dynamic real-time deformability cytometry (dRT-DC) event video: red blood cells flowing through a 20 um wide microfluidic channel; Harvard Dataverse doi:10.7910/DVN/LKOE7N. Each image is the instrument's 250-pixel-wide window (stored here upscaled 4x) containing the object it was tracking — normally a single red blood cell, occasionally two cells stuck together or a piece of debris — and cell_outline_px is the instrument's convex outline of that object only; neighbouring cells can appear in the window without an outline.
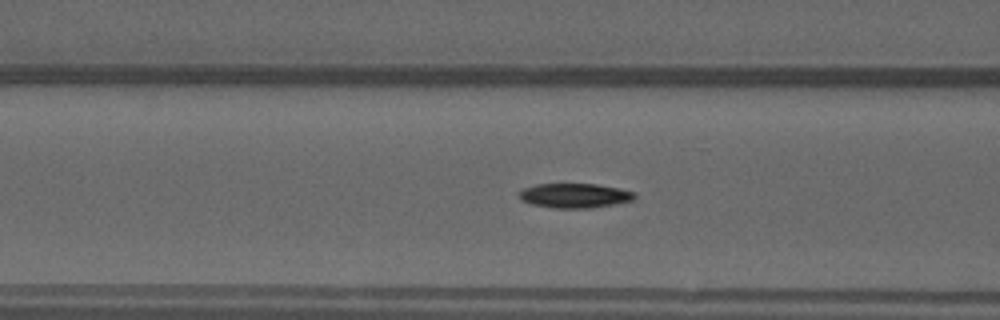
{"species": "common noctule bat (a hibernating species)", "species_latin": "Nyctalus noctula", "temperature_condition": "warm", "stored_images_in_passage": 40, "camera_frame_rate_fps": 3000, "um_per_image_px": 0.085, "animal": {"sex": "male", "forearm_length_mm": 52.5}, "frame": {"image": 1, "passage_image": 15, "time_ms": 4.667, "image_size_px": [1000, 320], "cell_outline_px": [[636, 196], [632, 200], [612, 204], [588, 208], [556, 208], [532, 204], [520, 200], [520, 192], [524, 188], [536, 184], [596, 184], [636, 192]], "centroid_in_image_um": [48.83, 16.62], "position_along_channel_um": 117.8, "area_um2": 16.24}}
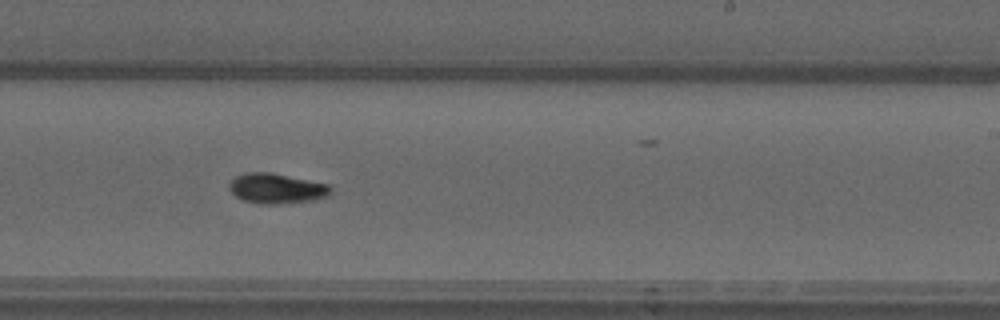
{"frame": {"image": 2, "passage_image": 26, "time_ms": 8.333, "image_size_px": [1000, 320], "cell_outline_px": [[332, 192], [328, 196], [312, 200], [276, 204], [260, 204], [244, 200], [236, 196], [228, 188], [228, 184], [236, 176], [244, 172], [272, 172], [328, 184], [332, 188]], "centroid_in_image_um": [23.5, 16.01], "position_along_channel_um": 265.5, "area_um2": 17.86}}
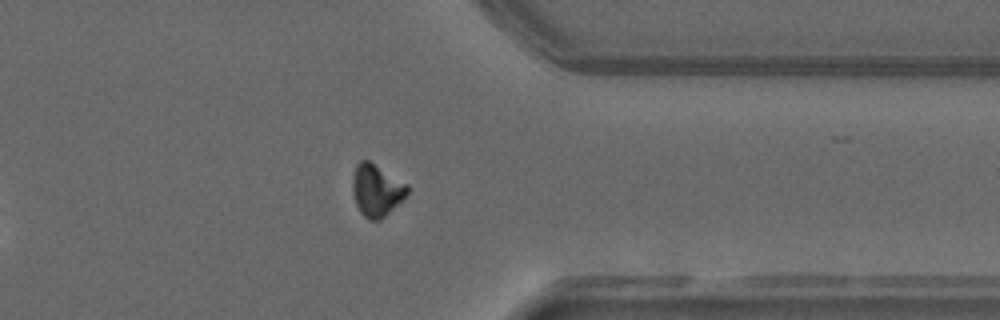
{"frame": {"image": 3, "passage_image": 35, "time_ms": 11.333, "image_size_px": [1000, 320], "cell_outline_px": [[408, 192], [380, 220], [368, 220], [360, 212], [356, 204], [352, 188], [352, 176], [356, 164], [360, 160], [368, 160], [408, 184]], "centroid_in_image_um": [31.96, 16.15], "position_along_channel_um": 379.4, "area_um2": 16.36}, "authors_computed_cell_mechanics": {"area_um2": 16.9354, "velocity_mm_per_s": 4.0389, "shape_relaxation_time_tau1_ms": 8.5991, "shape_relaxation_time_tau2_ms": null, "deformation_change_tau1": 0.2502, "deformation_change_tau2": null}}